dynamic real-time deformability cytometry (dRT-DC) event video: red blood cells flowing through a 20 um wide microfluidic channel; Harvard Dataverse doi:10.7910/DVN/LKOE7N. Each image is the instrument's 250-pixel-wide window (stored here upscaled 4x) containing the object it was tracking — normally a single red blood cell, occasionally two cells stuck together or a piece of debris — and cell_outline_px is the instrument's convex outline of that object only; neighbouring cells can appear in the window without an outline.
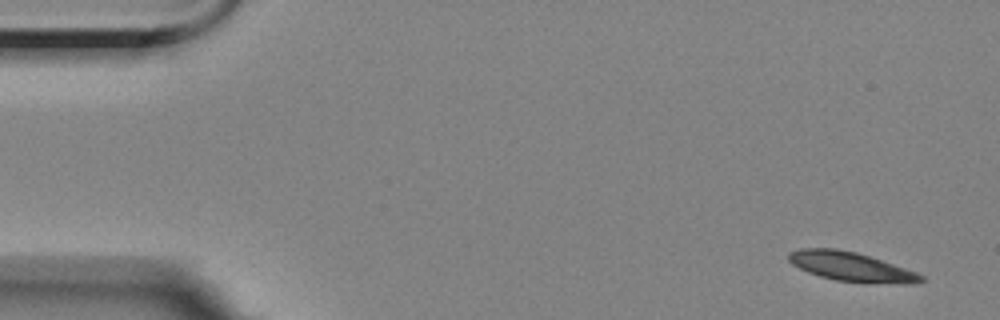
{"species": "Egyptian fruit bat (a non-hibernating species)", "species_latin": "Rousettus aegyptiacus", "temperature_condition": "room temperature", "stored_images_in_passage": 5, "camera_frame_rate_fps": 3000, "um_per_image_px": 0.085, "animal": {"sex": "female"}, "frame": {"image": 1, "passage_image": 1, "time_ms": 0.0, "image_size_px": [1000, 320], "cell_outline_px": [[924, 280], [912, 284], [900, 284], [836, 280], [820, 276], [808, 272], [792, 264], [788, 260], [788, 252], [800, 248], [836, 248], [856, 252], [916, 272], [924, 276]], "centroid_in_image_um": [72.31, 22.66], "position_along_channel_um": 12.7, "area_um2": 22.2}}
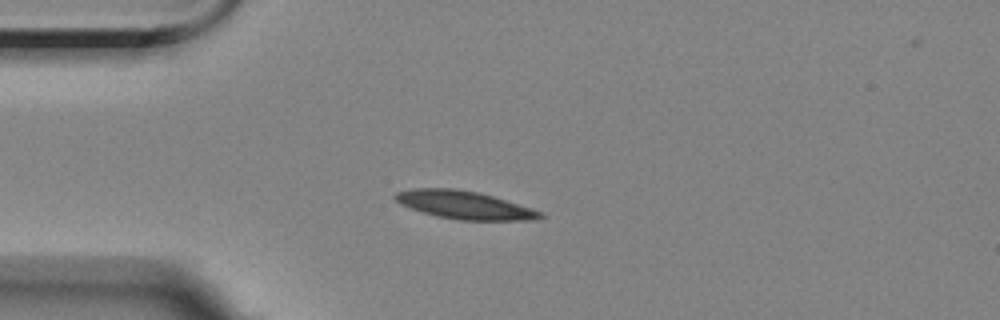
{"frame": {"image": 2, "passage_image": 4, "time_ms": 3.667, "image_size_px": [1000, 320], "cell_outline_px": [[544, 216], [540, 220], [460, 220], [436, 216], [400, 204], [392, 196], [396, 192], [416, 188], [452, 188], [476, 192], [492, 196], [532, 208], [540, 212]], "centroid_in_image_um": [39.47, 17.43], "position_along_channel_um": 45.5, "area_um2": 23.41}}